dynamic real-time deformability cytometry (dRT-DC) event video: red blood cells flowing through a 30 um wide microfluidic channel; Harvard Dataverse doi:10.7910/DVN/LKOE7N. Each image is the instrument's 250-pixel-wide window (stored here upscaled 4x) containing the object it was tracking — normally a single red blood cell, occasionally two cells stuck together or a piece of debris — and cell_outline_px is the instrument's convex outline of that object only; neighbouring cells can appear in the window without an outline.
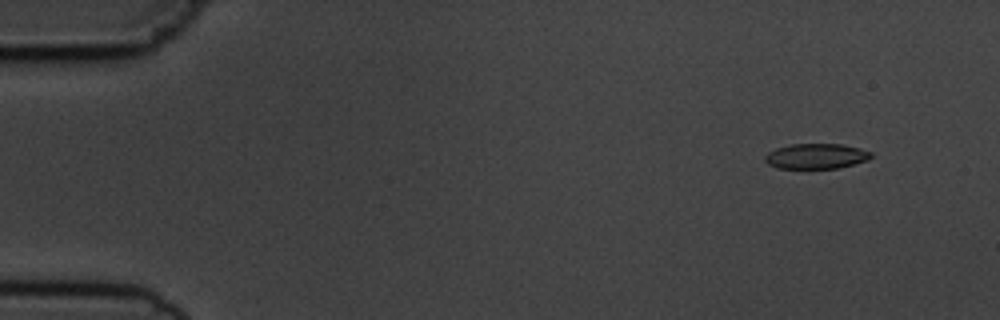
{"species": "common noctule bat (a hibernating species)", "species_latin": "Nyctalus noctula", "temperature_condition": "cold", "stored_images_in_passage": 6, "camera_frame_rate_fps": 3000, "um_per_image_px": 0.085, "animal": {"sex": "male", "body_mass_g": 19.5, "forearm_length_mm": 54.6}, "frame": {"image": 1, "passage_image": 1, "time_ms": 0.0, "image_size_px": [1000, 320], "cell_outline_px": [[872, 156], [868, 160], [840, 168], [776, 168], [768, 164], [764, 160], [764, 156], [768, 152], [776, 148], [792, 144], [840, 144], [860, 148], [872, 152]], "centroid_in_image_um": [69.37, 13.28], "position_along_channel_um": 15.6, "area_um2": 15.66}}
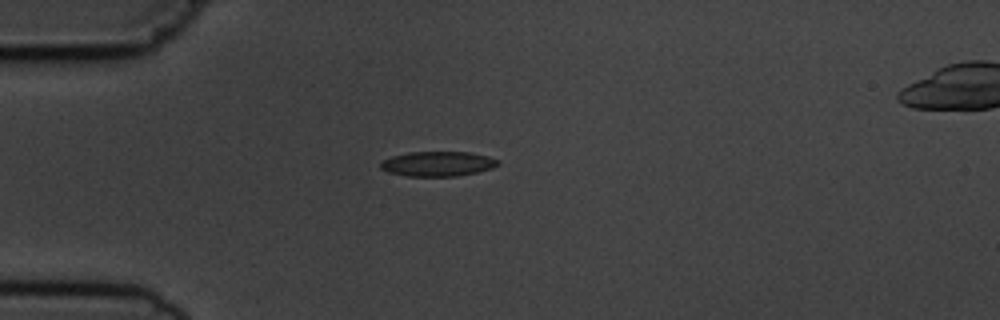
{"frame": {"image": 2, "passage_image": 4, "time_ms": 3.333, "image_size_px": [1000, 320], "cell_outline_px": [[500, 164], [492, 168], [476, 172], [456, 176], [408, 176], [388, 172], [380, 168], [380, 164], [384, 160], [392, 156], [408, 152], [468, 152], [488, 156], [500, 160]], "centroid_in_image_um": [37.22, 13.92], "position_along_channel_um": 47.8, "area_um2": 16.94}}
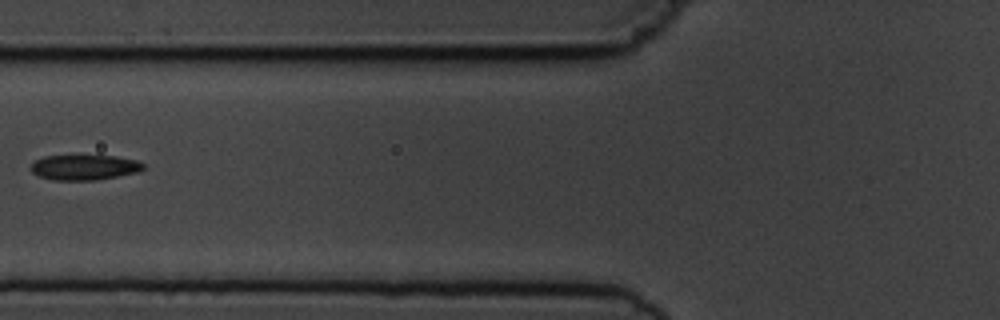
{"frame": {"image": 3, "passage_image": 6, "time_ms": 5.667, "image_size_px": [1000, 320], "cell_outline_px": [[144, 168], [136, 172], [96, 180], [52, 180], [40, 176], [32, 172], [32, 164], [36, 160], [44, 156], [116, 156], [136, 160], [144, 164]], "centroid_in_image_um": [7.17, 14.22], "position_along_channel_um": 118.6, "area_um2": 16.24}}